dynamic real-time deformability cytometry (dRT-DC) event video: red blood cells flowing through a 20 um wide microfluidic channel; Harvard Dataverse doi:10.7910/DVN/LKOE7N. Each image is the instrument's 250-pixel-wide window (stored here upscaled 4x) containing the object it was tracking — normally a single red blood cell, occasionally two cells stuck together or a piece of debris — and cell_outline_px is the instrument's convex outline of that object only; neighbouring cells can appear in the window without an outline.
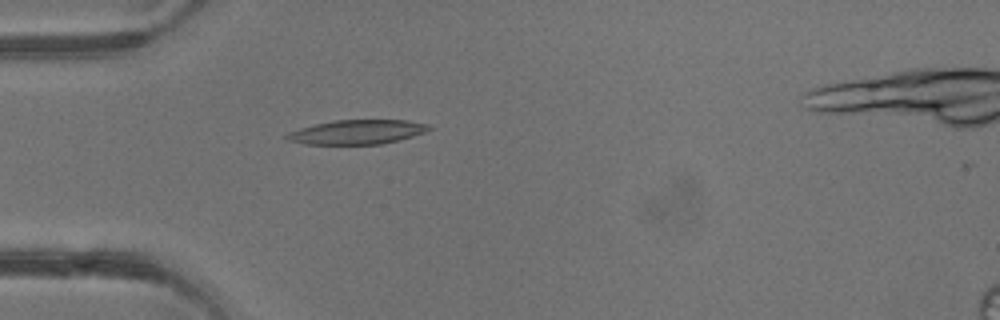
{"species": "common noctule bat (a hibernating species)", "species_latin": "Nyctalus noctula", "temperature_condition": "warm", "stored_images_in_passage": 2, "camera_frame_rate_fps": 3000, "um_per_image_px": 0.085, "animal": {"sex": "male", "body_mass_g": 13.3}, "frame": {"image": 1, "passage_image": 2, "time_ms": 1.333, "image_size_px": [1000, 320], "cell_outline_px": [[432, 128], [424, 132], [412, 136], [380, 144], [304, 144], [288, 140], [284, 136], [288, 132], [300, 128], [332, 120], [408, 120], [428, 124]], "centroid_in_image_um": [30.33, 11.21], "position_along_channel_um": 54.7, "area_um2": 20.0}}